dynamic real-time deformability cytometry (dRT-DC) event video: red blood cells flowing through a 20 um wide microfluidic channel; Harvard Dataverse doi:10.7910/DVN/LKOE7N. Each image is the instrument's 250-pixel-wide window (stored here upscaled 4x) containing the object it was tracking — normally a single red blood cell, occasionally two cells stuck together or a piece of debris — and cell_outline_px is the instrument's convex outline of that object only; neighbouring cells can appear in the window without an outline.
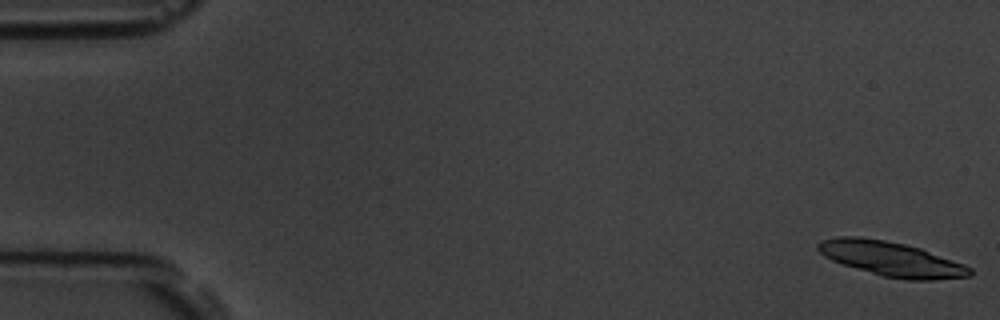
{"species": "common noctule bat (a hibernating species)", "species_latin": "Nyctalus noctula", "temperature_condition": "room temperature", "stored_images_in_passage": 6, "camera_frame_rate_fps": 3000, "um_per_image_px": 0.085, "animal": {"sex": "male", "body_mass_g": 19.5, "forearm_length_mm": 54.6}, "frame": {"image": 1, "passage_image": 1, "time_ms": 0.0, "image_size_px": [1000, 320], "cell_outline_px": [[972, 276], [932, 280], [908, 280], [884, 276], [844, 264], [832, 260], [824, 256], [816, 248], [816, 244], [824, 240], [840, 236], [860, 236], [884, 240], [904, 244], [920, 248], [964, 264], [972, 268]], "centroid_in_image_um": [75.78, 22.0], "position_along_channel_um": 9.2, "area_um2": 30.29}}